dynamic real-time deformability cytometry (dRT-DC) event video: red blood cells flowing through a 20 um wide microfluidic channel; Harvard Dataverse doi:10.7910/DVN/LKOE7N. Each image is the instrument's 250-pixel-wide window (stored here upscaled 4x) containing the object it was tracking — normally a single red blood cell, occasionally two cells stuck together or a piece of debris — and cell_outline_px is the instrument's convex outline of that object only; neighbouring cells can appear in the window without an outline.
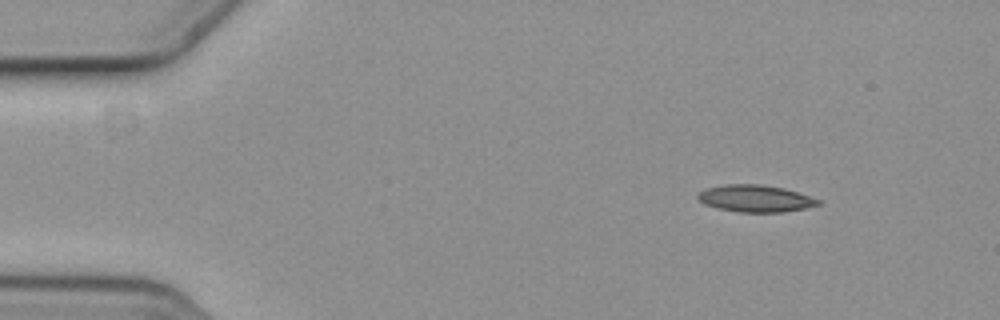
{"species": "common noctule bat (a hibernating species)", "species_latin": "Nyctalus noctula", "temperature_condition": "cold", "stored_images_in_passage": 9, "camera_frame_rate_fps": 3000, "um_per_image_px": 0.085, "animal": {"sex": "female", "body_mass_g": 19.3, "forearm_length_mm": 54.1}, "frame": {"image": 1, "passage_image": 1, "time_ms": 0.0, "image_size_px": [1000, 320], "cell_outline_px": [[820, 204], [804, 208], [784, 212], [740, 212], [716, 208], [704, 204], [696, 196], [700, 192], [708, 188], [724, 184], [756, 184], [784, 188], [820, 200]], "centroid_in_image_um": [64.18, 16.87], "position_along_channel_um": 20.8, "area_um2": 18.67}}
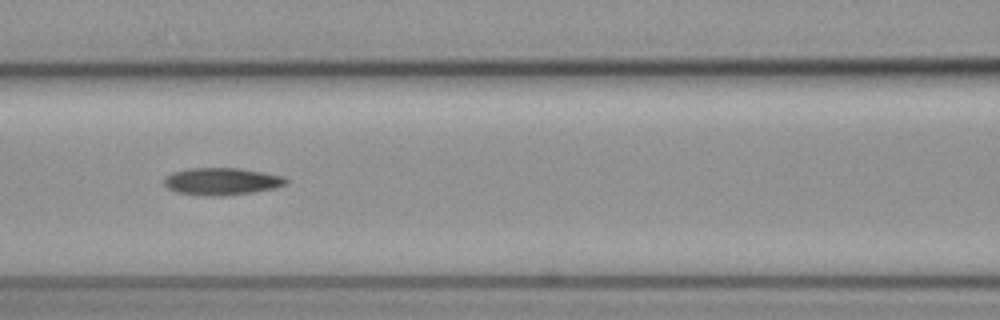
{"frame": {"image": 2, "passage_image": 6, "time_ms": 1.667, "image_size_px": [1000, 320], "cell_outline_px": [[288, 184], [272, 188], [252, 192], [224, 196], [212, 196], [176, 192], [168, 188], [164, 184], [164, 176], [172, 172], [188, 168], [240, 168], [264, 172], [284, 176], [288, 180]], "centroid_in_image_um": [18.84, 15.41], "position_along_channel_um": 147.8, "area_um2": 19.42}}
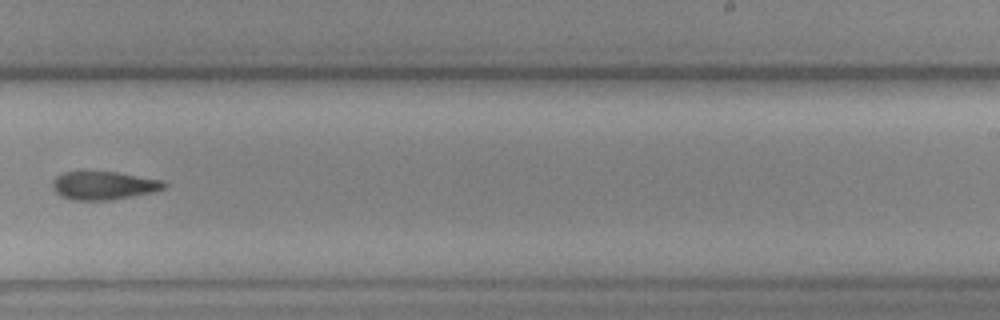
{"frame": {"image": 3, "passage_image": 9, "time_ms": 2.667, "image_size_px": [1000, 320], "cell_outline_px": [[168, 184], [164, 188], [152, 192], [112, 200], [72, 200], [60, 196], [52, 188], [52, 180], [56, 176], [64, 172], [116, 172], [160, 180]], "centroid_in_image_um": [8.77, 15.78], "position_along_channel_um": 280.2, "area_um2": 18.26}}